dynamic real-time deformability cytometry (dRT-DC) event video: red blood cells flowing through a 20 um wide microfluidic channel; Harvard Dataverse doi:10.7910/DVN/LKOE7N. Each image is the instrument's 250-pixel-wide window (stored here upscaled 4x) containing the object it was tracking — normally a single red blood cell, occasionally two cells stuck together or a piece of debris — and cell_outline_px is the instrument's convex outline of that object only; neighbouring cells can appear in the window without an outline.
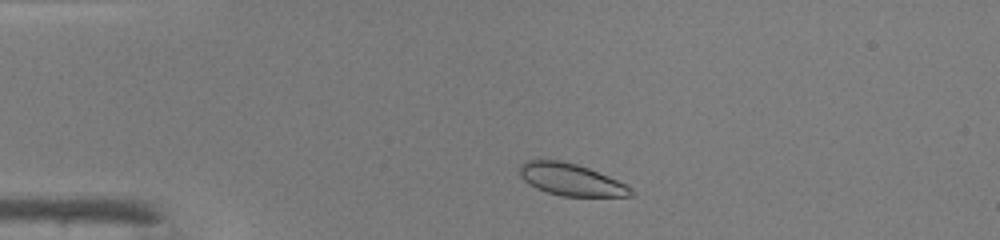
{"species": "common noctule bat (a hibernating species)", "species_latin": "Nyctalus noctula", "temperature_condition": "warm", "stored_images_in_passage": 40, "camera_frame_rate_fps": 3000, "um_per_image_px": 0.085, "animal": {"sex": "male", "body_mass_g": 19.0, "forearm_length_mm": 50.8}, "frame": {"image": 1, "passage_image": 4, "time_ms": 1.0, "image_size_px": [1000, 240], "cell_outline_px": [[636, 196], [560, 196], [536, 188], [528, 184], [520, 176], [520, 164], [528, 160], [560, 160], [576, 164], [588, 168], [628, 184], [636, 192]], "centroid_in_image_um": [48.58, 15.28], "position_along_channel_um": 36.4, "area_um2": 20.87}}
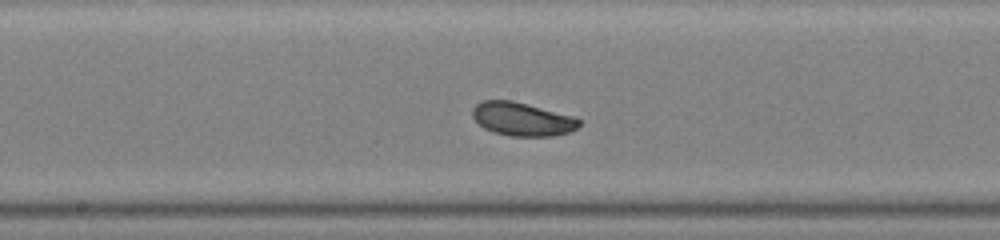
{"frame": {"image": 2, "passage_image": 19, "time_ms": 6.0, "image_size_px": [1000, 240], "cell_outline_px": [[580, 124], [576, 128], [568, 132], [552, 136], [508, 136], [492, 132], [484, 128], [472, 116], [472, 108], [476, 104], [484, 100], [512, 100], [576, 116], [580, 120]], "centroid_in_image_um": [44.39, 10.12], "position_along_channel_um": 203.8, "area_um2": 20.92}}
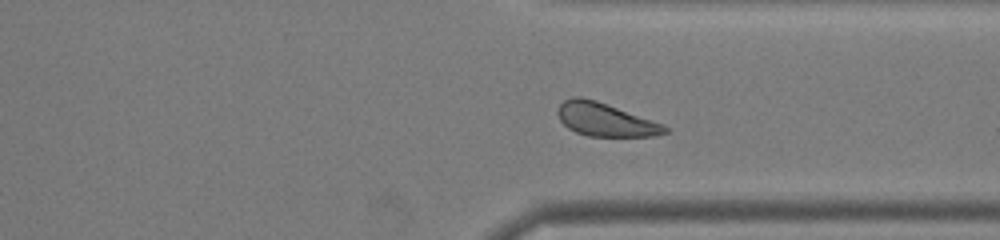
{"frame": {"image": 3, "passage_image": 30, "time_ms": 9.667, "image_size_px": [1000, 240], "cell_outline_px": [[672, 128], [668, 132], [652, 136], [588, 136], [576, 132], [568, 128], [560, 120], [556, 112], [560, 104], [564, 100], [572, 96], [580, 96], [596, 100], [664, 124]], "centroid_in_image_um": [51.46, 10.16], "position_along_channel_um": 359.9, "area_um2": 20.87}, "authors_computed_cell_mechanics": {"area_um2": 21.2126, "velocity_mm_per_s": 4.235, "shape_relaxation_time_tau1_ms": 2.1879, "shape_relaxation_time_tau2_ms": null, "deformation_change_tau1": 0.1191, "deformation_change_tau2": null}}